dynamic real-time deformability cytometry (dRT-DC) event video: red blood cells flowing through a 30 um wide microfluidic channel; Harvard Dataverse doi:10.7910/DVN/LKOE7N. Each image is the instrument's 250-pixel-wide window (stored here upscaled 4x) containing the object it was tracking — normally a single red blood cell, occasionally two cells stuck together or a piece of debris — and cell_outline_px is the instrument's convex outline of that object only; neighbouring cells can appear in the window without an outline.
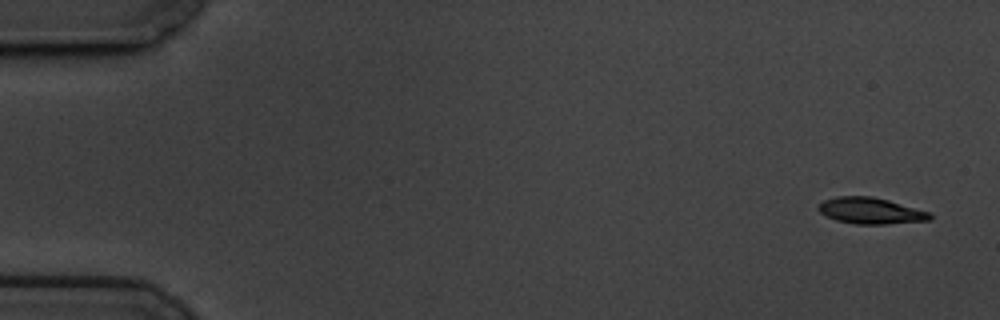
{"species": "common noctule bat (a hibernating species)", "species_latin": "Nyctalus noctula", "temperature_condition": "cold", "stored_images_in_passage": 13, "camera_frame_rate_fps": 3000, "um_per_image_px": 0.085, "animal": {"sex": "male", "body_mass_g": 19.5, "forearm_length_mm": 54.6}, "frame": {"image": 1, "passage_image": 1, "time_ms": 0.0, "image_size_px": [1000, 320], "cell_outline_px": [[932, 220], [884, 224], [856, 224], [836, 220], [820, 212], [816, 208], [824, 200], [836, 196], [872, 196], [888, 200], [928, 212], [932, 216]], "centroid_in_image_um": [73.98, 17.91], "position_along_channel_um": 11.0, "area_um2": 16.88}}